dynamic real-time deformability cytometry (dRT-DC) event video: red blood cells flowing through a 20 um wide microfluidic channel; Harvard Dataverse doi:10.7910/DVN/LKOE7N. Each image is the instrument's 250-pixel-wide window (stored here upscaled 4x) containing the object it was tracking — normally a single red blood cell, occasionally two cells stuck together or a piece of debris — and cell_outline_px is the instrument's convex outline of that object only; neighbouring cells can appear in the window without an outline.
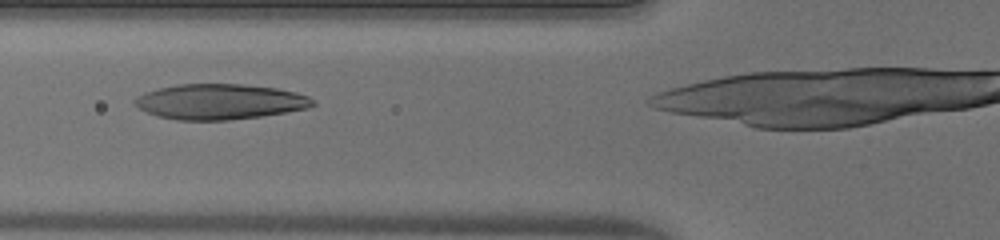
{"species": "human", "species_latin": "Homo sapiens", "temperature_condition": "warm", "stored_images_in_passage": 34, "camera_frame_rate_fps": 3000, "um_per_image_px": 0.085, "donor": {"sex": "male"}, "frame": {"image": 1, "passage_image": 12, "time_ms": 3.667, "image_size_px": [1000, 240], "cell_outline_px": [[316, 104], [308, 108], [260, 116], [228, 120], [176, 120], [156, 116], [140, 108], [132, 100], [136, 96], [144, 92], [176, 84], [244, 84], [276, 88], [296, 92], [308, 96], [316, 100]], "centroid_in_image_um": [18.68, 8.64], "position_along_channel_um": 107.1, "area_um2": 36.76}}
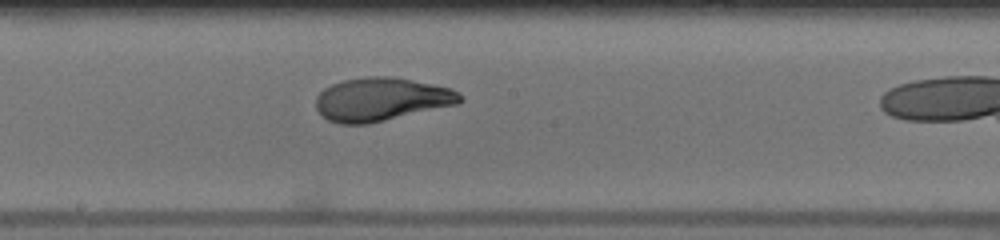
{"frame": {"image": 2, "passage_image": 20, "time_ms": 6.333, "image_size_px": [1000, 240], "cell_outline_px": [[464, 100], [460, 104], [368, 124], [340, 124], [328, 120], [316, 108], [316, 96], [324, 88], [332, 84], [344, 80], [368, 76], [392, 76], [452, 88], [464, 96]], "centroid_in_image_um": [32.45, 8.44], "position_along_channel_um": 215.7, "area_um2": 36.65}}
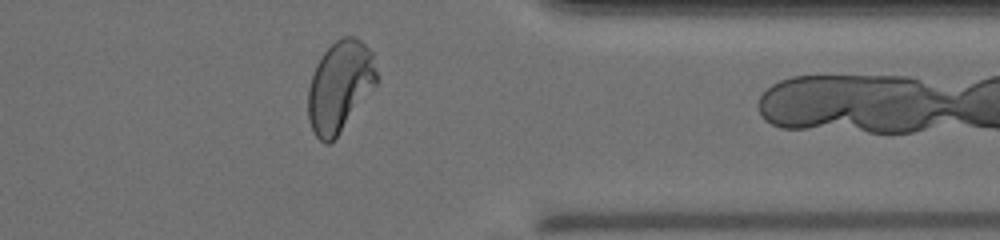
{"frame": {"image": 3, "passage_image": 33, "time_ms": 10.667, "image_size_px": [1000, 240], "cell_outline_px": [[380, 80], [340, 132], [328, 144], [324, 144], [316, 136], [308, 120], [308, 88], [316, 64], [324, 52], [336, 40], [344, 36], [356, 36], [372, 52]], "centroid_in_image_um": [28.9, 7.32], "position_along_channel_um": 382.5, "area_um2": 36.3}}